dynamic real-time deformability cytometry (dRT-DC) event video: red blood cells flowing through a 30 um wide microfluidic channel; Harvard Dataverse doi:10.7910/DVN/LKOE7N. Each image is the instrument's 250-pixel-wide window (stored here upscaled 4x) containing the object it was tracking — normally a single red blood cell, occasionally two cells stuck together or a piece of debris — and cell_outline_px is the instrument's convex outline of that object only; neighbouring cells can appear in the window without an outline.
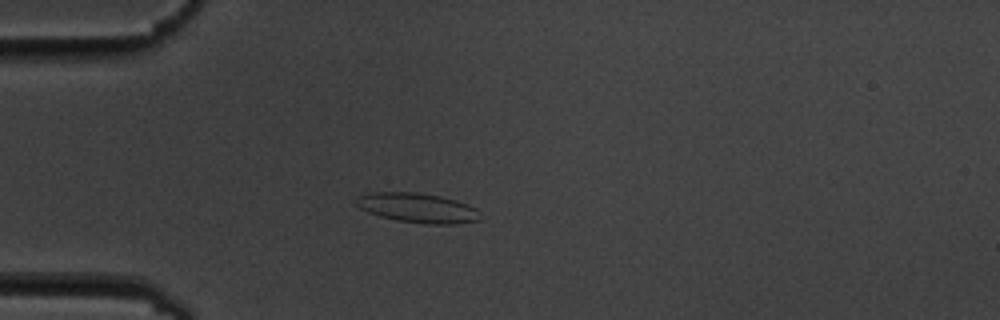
{"species": "common noctule bat (a hibernating species)", "species_latin": "Nyctalus noctula", "temperature_condition": "cold", "stored_images_in_passage": 8, "camera_frame_rate_fps": 3000, "um_per_image_px": 0.085, "animal": {"sex": "male", "body_mass_g": 19.5, "forearm_length_mm": 54.6}, "frame": {"image": 1, "passage_image": 1, "time_ms": 0.0, "image_size_px": [1000, 320], "cell_outline_px": [[480, 220], [456, 224], [424, 224], [396, 220], [380, 216], [368, 212], [360, 208], [352, 200], [356, 196], [372, 192], [416, 192], [440, 196], [456, 200], [468, 204], [476, 208]], "centroid_in_image_um": [35.45, 17.66], "position_along_channel_um": 49.5, "area_um2": 21.56}}
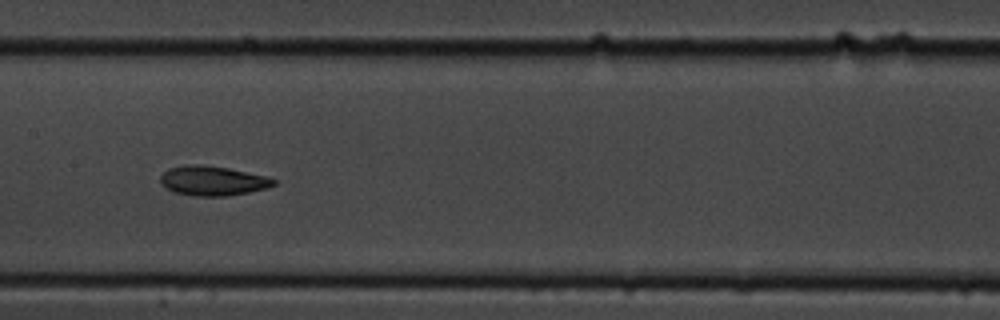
{"frame": {"image": 2, "passage_image": 5, "time_ms": 4.333, "image_size_px": [1000, 320], "cell_outline_px": [[276, 184], [268, 188], [228, 196], [196, 196], [176, 192], [160, 184], [160, 176], [168, 168], [184, 164], [204, 164], [228, 168], [268, 176], [276, 180]], "centroid_in_image_um": [18.09, 15.35], "position_along_channel_um": 189.3, "area_um2": 19.71}}
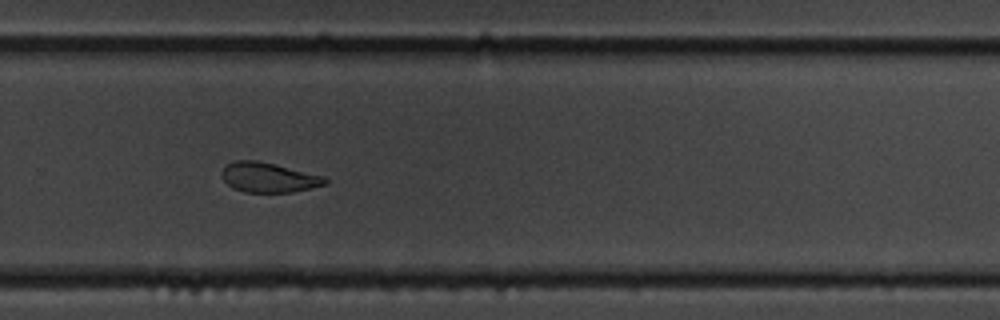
{"frame": {"image": 3, "passage_image": 8, "time_ms": 7.667, "image_size_px": [1000, 320], "cell_outline_px": [[328, 184], [292, 192], [244, 192], [232, 188], [220, 176], [220, 172], [228, 164], [236, 160], [256, 160], [276, 164], [324, 176], [328, 180]], "centroid_in_image_um": [22.83, 15.08], "position_along_channel_um": 307.0, "area_um2": 18.03}}